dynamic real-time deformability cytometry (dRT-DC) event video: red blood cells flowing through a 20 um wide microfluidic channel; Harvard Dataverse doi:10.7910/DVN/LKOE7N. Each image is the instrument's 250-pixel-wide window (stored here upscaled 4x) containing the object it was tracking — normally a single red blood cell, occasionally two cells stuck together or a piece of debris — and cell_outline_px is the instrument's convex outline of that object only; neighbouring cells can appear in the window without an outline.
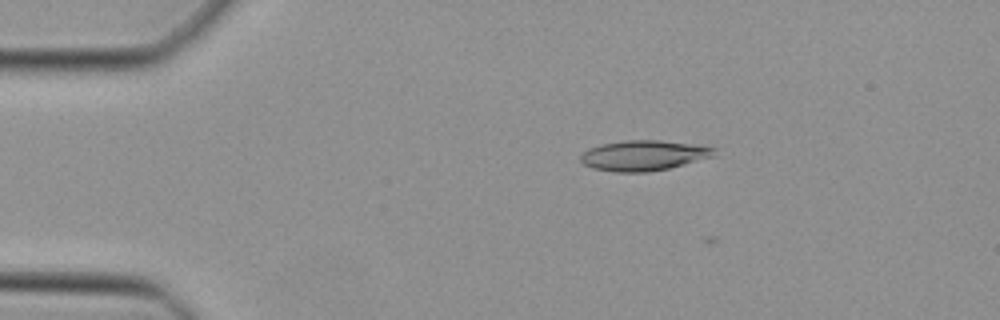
{"species": "Egyptian fruit bat (a non-hibernating species)", "species_latin": "Rousettus aegyptiacus", "temperature_condition": "cold", "stored_images_in_passage": 2, "camera_frame_rate_fps": 3000, "um_per_image_px": 0.085, "animal": {"sex": "female"}, "frame": {"image": 1, "passage_image": 1, "time_ms": 0.0, "image_size_px": [1000, 320], "cell_outline_px": [[716, 156], [668, 168], [648, 172], [616, 172], [592, 168], [584, 164], [580, 160], [580, 156], [584, 152], [600, 144], [624, 140], [656, 140], [692, 144], [716, 148]], "centroid_in_image_um": [54.72, 13.21], "position_along_channel_um": 30.3, "area_um2": 23.47}}